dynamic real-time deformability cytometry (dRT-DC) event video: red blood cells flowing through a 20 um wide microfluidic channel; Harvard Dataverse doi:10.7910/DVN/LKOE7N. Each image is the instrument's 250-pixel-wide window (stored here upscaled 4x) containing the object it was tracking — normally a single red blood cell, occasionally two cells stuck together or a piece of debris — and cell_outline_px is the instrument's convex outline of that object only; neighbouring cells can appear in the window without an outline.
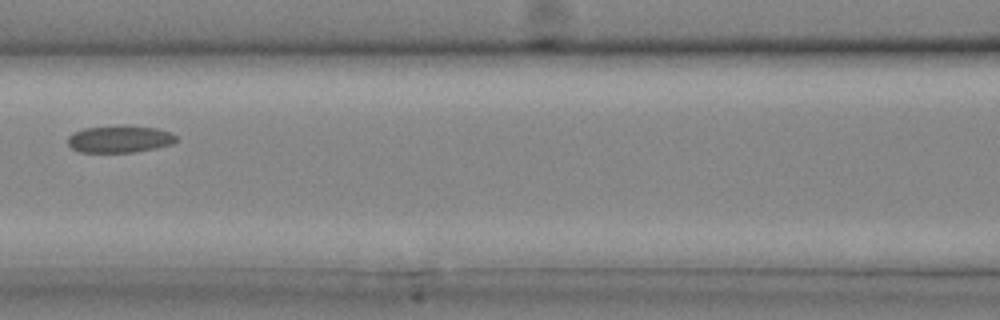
{"species": "common noctule bat (a hibernating species)", "species_latin": "Nyctalus noctula", "temperature_condition": "cold", "stored_images_in_passage": 7, "camera_frame_rate_fps": 3000, "um_per_image_px": 0.085, "animal": {"sex": "male", "body_mass_g": 20.4}, "frame": {"image": 1, "passage_image": 6, "time_ms": 1.667, "image_size_px": [1000, 320], "cell_outline_px": [[176, 140], [172, 144], [156, 148], [136, 152], [80, 152], [72, 148], [68, 144], [68, 136], [72, 132], [84, 128], [156, 128], [168, 132], [176, 136]], "centroid_in_image_um": [10.13, 11.87], "position_along_channel_um": 156.5, "area_um2": 16.3}}